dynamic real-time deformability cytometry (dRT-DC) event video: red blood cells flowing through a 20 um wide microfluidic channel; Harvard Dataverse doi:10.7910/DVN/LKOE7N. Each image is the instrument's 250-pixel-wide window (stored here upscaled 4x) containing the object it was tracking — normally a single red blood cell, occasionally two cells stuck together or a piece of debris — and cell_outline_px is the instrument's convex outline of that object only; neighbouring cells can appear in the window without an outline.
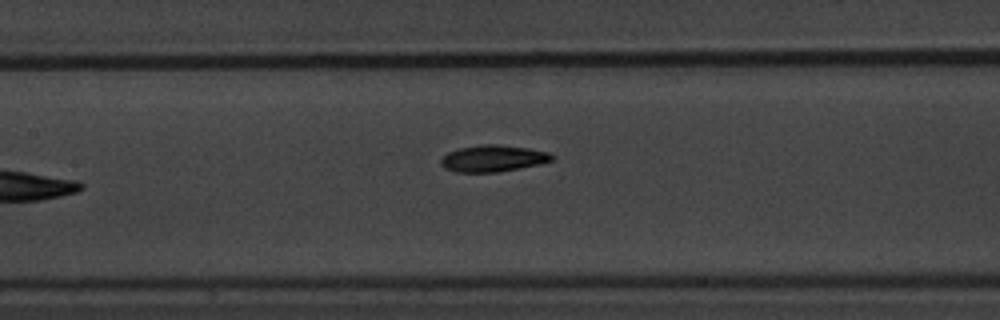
{"species": "common noctule bat (a hibernating species)", "species_latin": "Nyctalus noctula", "temperature_condition": "warm", "stored_images_in_passage": 6, "camera_frame_rate_fps": 3000, "um_per_image_px": 0.085, "animal": {"sex": "male", "body_mass_g": 20.1, "forearm_length_mm": 53.5}, "frame": {"image": 1, "passage_image": 6, "time_ms": 6.667, "image_size_px": [1000, 320], "cell_outline_px": [[556, 156], [552, 160], [540, 164], [500, 172], [456, 172], [444, 168], [440, 164], [440, 160], [448, 152], [460, 148], [484, 144], [496, 144], [528, 148], [548, 152]], "centroid_in_image_um": [41.92, 13.47], "position_along_channel_um": 165.5, "area_um2": 17.22}}